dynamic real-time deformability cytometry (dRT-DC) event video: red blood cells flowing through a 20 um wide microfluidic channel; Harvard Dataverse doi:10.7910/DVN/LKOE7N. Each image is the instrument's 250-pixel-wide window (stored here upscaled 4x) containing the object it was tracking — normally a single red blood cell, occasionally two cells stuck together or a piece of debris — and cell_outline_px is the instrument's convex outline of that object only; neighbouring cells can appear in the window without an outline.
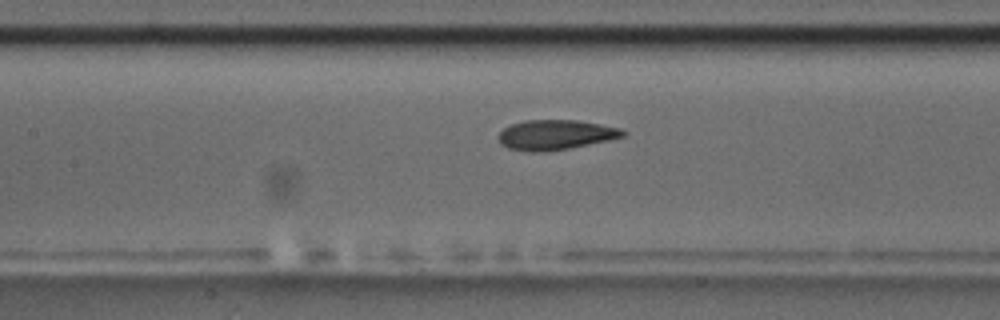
{"species": "common noctule bat (a hibernating species)", "species_latin": "Nyctalus noctula", "temperature_condition": "room temperature", "stored_images_in_passage": 42, "camera_frame_rate_fps": 3000, "um_per_image_px": 0.085, "animal": {"sex": "male", "body_mass_g": 17.5, "forearm_length_mm": 52.3}, "frame": {"image": 1, "passage_image": 19, "time_ms": 6.0, "image_size_px": [1000, 320], "cell_outline_px": [[628, 132], [624, 136], [608, 140], [568, 148], [540, 152], [528, 152], [508, 148], [500, 144], [496, 136], [504, 128], [512, 124], [524, 120], [576, 120], [600, 124], [620, 128]], "centroid_in_image_um": [47.18, 11.46], "position_along_channel_um": 160.2, "area_um2": 21.68}}
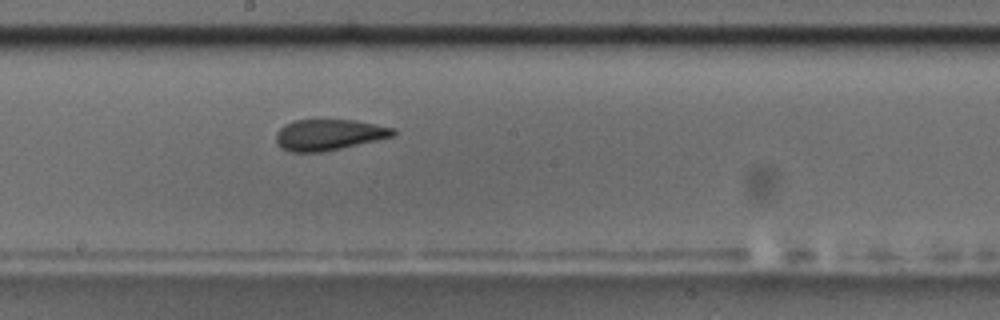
{"frame": {"image": 2, "passage_image": 24, "time_ms": 7.667, "image_size_px": [1000, 320], "cell_outline_px": [[396, 132], [392, 136], [376, 140], [324, 152], [292, 152], [280, 148], [276, 144], [276, 132], [284, 124], [292, 120], [356, 120], [396, 128]], "centroid_in_image_um": [27.91, 11.45], "position_along_channel_um": 220.3, "area_um2": 21.27}, "authors_computed_cell_mechanics": {"area_um2": 21.9062, "velocity_mm_per_s": 3.6353, "shape_relaxation_time_tau1_ms": 7.3039, "shape_relaxation_time_tau2_ms": 2.1779, "deformation_change_tau1": 0.1821, "deformation_change_tau2": 0.0902}}